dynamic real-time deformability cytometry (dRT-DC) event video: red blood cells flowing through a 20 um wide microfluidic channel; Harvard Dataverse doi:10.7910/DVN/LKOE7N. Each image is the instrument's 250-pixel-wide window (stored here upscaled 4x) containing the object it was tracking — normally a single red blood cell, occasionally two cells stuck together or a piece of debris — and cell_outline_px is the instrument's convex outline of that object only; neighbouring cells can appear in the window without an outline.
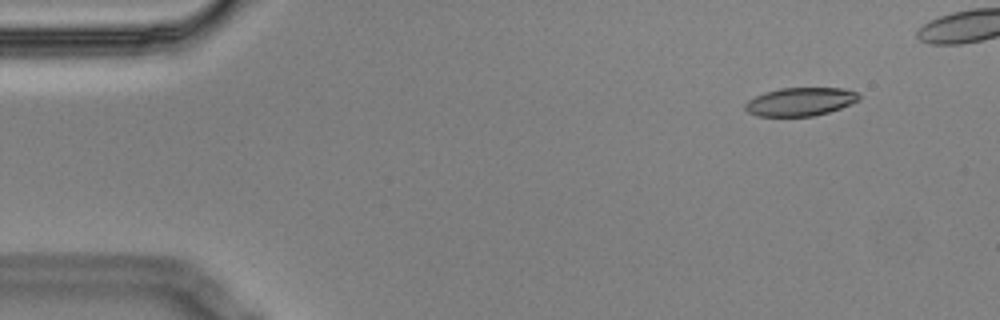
{"species": "Egyptian fruit bat (a non-hibernating species)", "species_latin": "Rousettus aegyptiacus", "temperature_condition": "cold", "stored_images_in_passage": 5, "camera_frame_rate_fps": 3000, "um_per_image_px": 0.085, "animal": {"sex": "male"}, "frame": {"image": 1, "passage_image": 1, "time_ms": 0.0, "image_size_px": [1000, 320], "cell_outline_px": [[860, 100], [840, 108], [828, 112], [812, 116], [756, 116], [748, 112], [744, 108], [744, 104], [748, 100], [764, 92], [780, 88], [840, 88], [856, 92], [860, 96]], "centroid_in_image_um": [68.0, 8.64], "position_along_channel_um": 17.0, "area_um2": 18.73}}
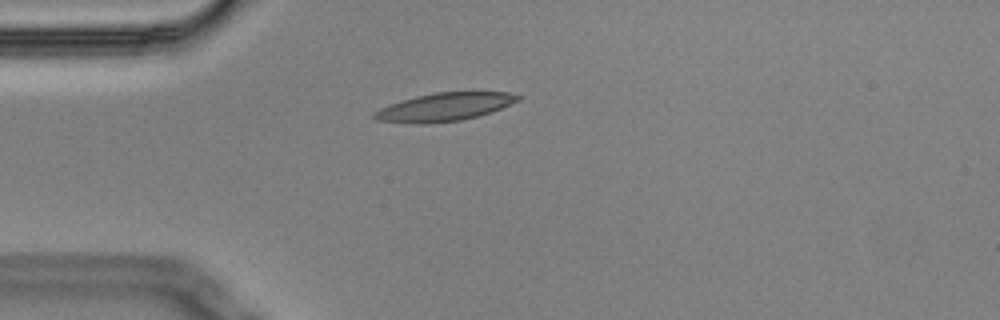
{"frame": {"image": 2, "passage_image": 5, "time_ms": 1.333, "image_size_px": [1000, 320], "cell_outline_px": [[524, 96], [520, 100], [492, 112], [460, 120], [424, 124], [412, 124], [376, 120], [372, 116], [372, 112], [380, 108], [416, 96], [436, 92], [508, 92]], "centroid_in_image_um": [37.79, 9.09], "position_along_channel_um": 47.2, "area_um2": 23.52}}